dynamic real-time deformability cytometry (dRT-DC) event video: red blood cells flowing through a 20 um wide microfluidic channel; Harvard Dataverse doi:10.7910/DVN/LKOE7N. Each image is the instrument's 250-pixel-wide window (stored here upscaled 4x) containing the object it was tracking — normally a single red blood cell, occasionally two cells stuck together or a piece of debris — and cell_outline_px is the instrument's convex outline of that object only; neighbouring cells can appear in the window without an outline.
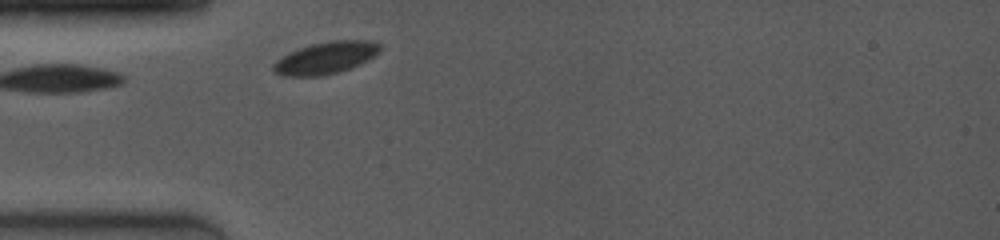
{"species": "common noctule bat (a hibernating species)", "species_latin": "Nyctalus noctula", "temperature_condition": "room temperature", "stored_images_in_passage": 1, "camera_frame_rate_fps": 4000, "um_per_image_px": 0.085, "animal": {"sex": "female", "body_mass_g": 19.0, "forearm_length_mm": 53.3}, "frame": {"image": 1, "passage_image": 1, "time_ms": 0.0, "image_size_px": [1000, 240], "cell_outline_px": [[380, 52], [348, 68], [336, 72], [320, 76], [284, 76], [276, 72], [272, 68], [272, 64], [276, 60], [300, 48], [312, 44], [336, 40], [372, 40], [380, 44]], "centroid_in_image_um": [27.67, 4.91], "position_along_channel_um": 57.3, "area_um2": 19.31}}